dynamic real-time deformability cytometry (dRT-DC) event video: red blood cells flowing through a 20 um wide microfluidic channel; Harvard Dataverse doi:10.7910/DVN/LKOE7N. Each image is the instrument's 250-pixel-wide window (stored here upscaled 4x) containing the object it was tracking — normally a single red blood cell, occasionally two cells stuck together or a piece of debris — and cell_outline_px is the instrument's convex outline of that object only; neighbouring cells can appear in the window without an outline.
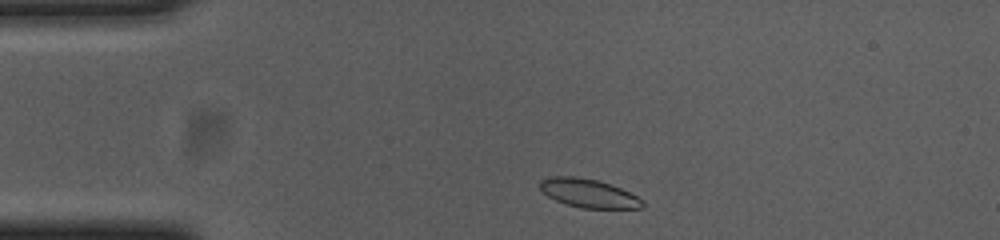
{"species": "common noctule bat (a hibernating species)", "species_latin": "Nyctalus noctula", "temperature_condition": "cold", "stored_images_in_passage": 46, "camera_frame_rate_fps": 3000, "um_per_image_px": 0.085, "animal": {"sex": "female", "body_mass_g": 23.0, "forearm_length_mm": 53.4}, "frame": {"image": 1, "passage_image": 2, "time_ms": 0.333, "image_size_px": [1000, 240], "cell_outline_px": [[644, 208], [580, 208], [556, 200], [548, 196], [540, 188], [540, 180], [548, 176], [576, 176], [596, 180], [620, 188], [644, 200]], "centroid_in_image_um": [50.02, 16.42], "position_along_channel_um": 35.0, "area_um2": 16.94}}
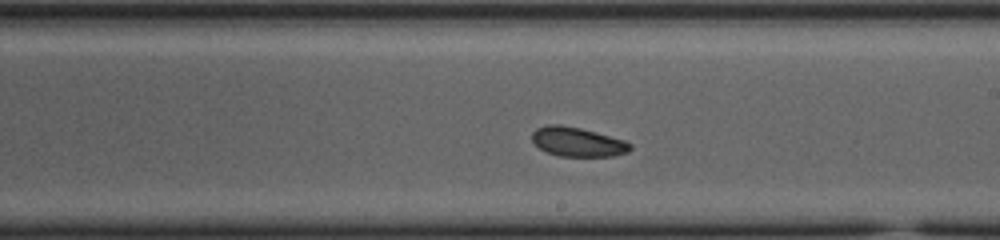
{"frame": {"image": 2, "passage_image": 22, "time_ms": 7.0, "image_size_px": [1000, 240], "cell_outline_px": [[632, 148], [628, 152], [612, 156], [560, 156], [548, 152], [540, 148], [532, 140], [532, 132], [536, 128], [548, 124], [560, 124], [580, 128], [596, 132], [624, 140], [632, 144]], "centroid_in_image_um": [49.1, 12.05], "position_along_channel_um": 239.9, "area_um2": 16.7}}
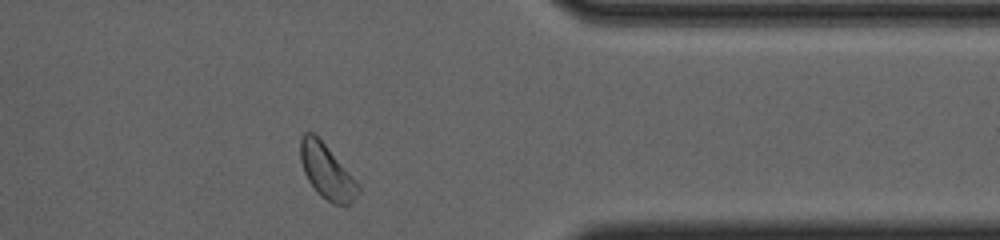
{"frame": {"image": 3, "passage_image": 35, "time_ms": 11.333, "image_size_px": [1000, 240], "cell_outline_px": [[360, 192], [352, 204], [332, 204], [320, 196], [316, 192], [308, 180], [304, 172], [300, 160], [300, 140], [304, 132], [312, 132], [324, 144], [360, 184]], "centroid_in_image_um": [27.79, 14.62], "position_along_channel_um": 383.6, "area_um2": 18.32}, "authors_computed_cell_mechanics": {"area_um2": 17.629, "velocity_mm_per_s": 3.6563, "shape_relaxation_time_tau1_ms": 4.7107, "shape_relaxation_time_tau2_ms": 5.6261, "deformation_change_tau1": 0.0678, "deformation_change_tau2": 0.1001}}